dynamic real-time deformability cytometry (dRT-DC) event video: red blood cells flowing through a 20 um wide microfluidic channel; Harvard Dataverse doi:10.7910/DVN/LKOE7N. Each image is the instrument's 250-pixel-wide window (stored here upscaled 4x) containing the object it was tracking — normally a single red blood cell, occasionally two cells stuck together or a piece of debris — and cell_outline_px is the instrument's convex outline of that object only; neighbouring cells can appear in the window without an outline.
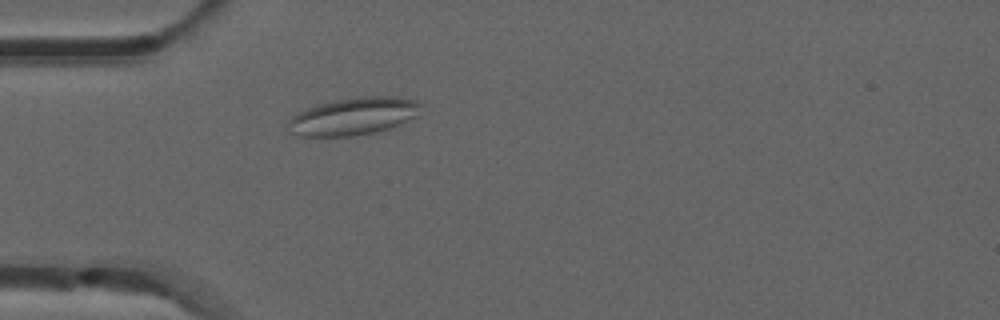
{"species": "common noctule bat (a hibernating species)", "species_latin": "Nyctalus noctula", "temperature_condition": "room temperature", "stored_images_in_passage": 42, "camera_frame_rate_fps": 3000, "um_per_image_px": 0.085, "animal": {"sex": "male", "forearm_length_mm": 52.5}, "frame": {"image": 1, "passage_image": 5, "time_ms": 1.333, "image_size_px": [1000, 320], "cell_outline_px": [[424, 104], [420, 116], [392, 128], [376, 132], [352, 136], [300, 136], [292, 132], [288, 124], [288, 120], [296, 112], [332, 100], [352, 96], [396, 96], [416, 100]], "centroid_in_image_um": [30.15, 9.86], "position_along_channel_um": 54.9, "area_um2": 29.65}}
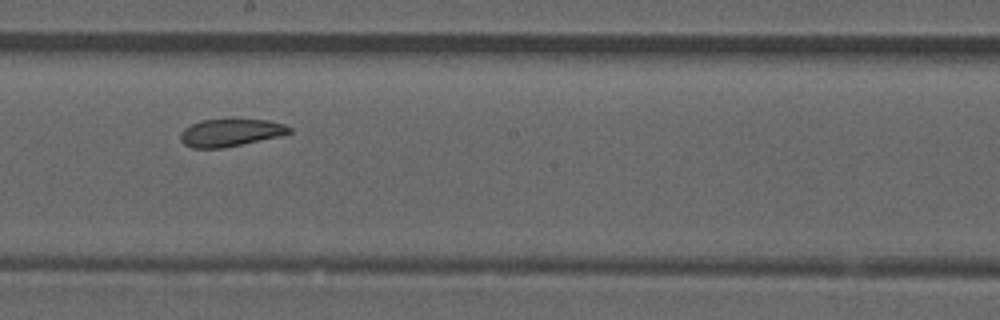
{"frame": {"image": 2, "passage_image": 19, "time_ms": 6.0, "image_size_px": [1000, 320], "cell_outline_px": [[292, 132], [284, 136], [220, 148], [192, 148], [184, 144], [180, 140], [180, 132], [184, 128], [192, 124], [204, 120], [268, 120], [284, 124], [292, 128]], "centroid_in_image_um": [19.62, 11.29], "position_along_channel_um": 228.6, "area_um2": 17.4}}
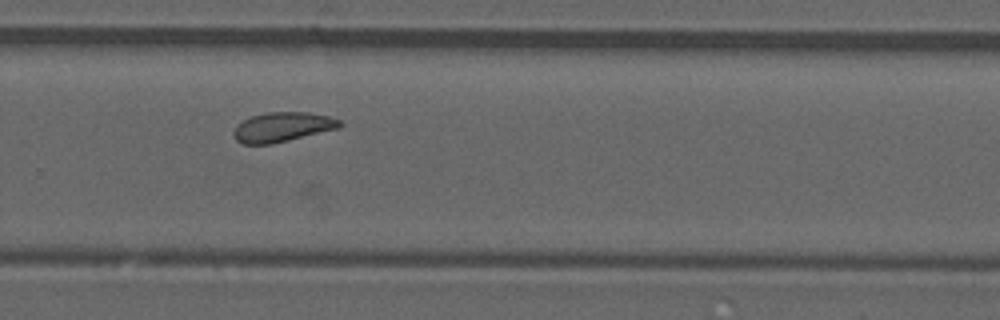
{"frame": {"image": 3, "passage_image": 25, "time_ms": 8.0, "image_size_px": [1000, 320], "cell_outline_px": [[344, 124], [340, 128], [272, 144], [244, 144], [236, 140], [232, 132], [236, 124], [252, 116], [268, 112], [308, 112], [328, 116], [340, 120]], "centroid_in_image_um": [24.01, 10.8], "position_along_channel_um": 305.8, "area_um2": 18.38}, "authors_computed_cell_mechanics": {"area_um2": 18.6983, "velocity_mm_per_s": 3.8708, "shape_relaxation_time_tau1_ms": null, "shape_relaxation_time_tau2_ms": 3.1125, "deformation_change_tau1": null, "deformation_change_tau2": 0.0947}}